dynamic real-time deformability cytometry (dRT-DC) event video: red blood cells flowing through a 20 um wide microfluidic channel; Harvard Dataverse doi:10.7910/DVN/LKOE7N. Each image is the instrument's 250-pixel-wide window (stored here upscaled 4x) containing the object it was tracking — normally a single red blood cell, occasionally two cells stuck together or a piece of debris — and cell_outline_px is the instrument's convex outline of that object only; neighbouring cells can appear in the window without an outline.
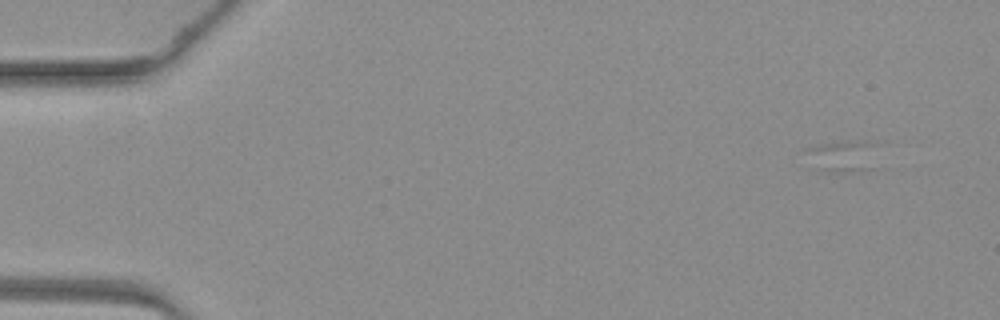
{"species": "common noctule bat (a hibernating species)", "species_latin": "Nyctalus noctula", "temperature_condition": "warm", "stored_images_in_passage": 8, "camera_frame_rate_fps": 3000, "um_per_image_px": 0.085, "animal": {"sex": "female", "body_mass_g": 19.3, "forearm_length_mm": 54.1}, "frame": {"image": 1, "passage_image": 1, "time_ms": 0.0, "image_size_px": [1000, 320], "cell_outline_px": [[876, 168], [860, 172], [828, 172], [820, 168], [804, 152], [804, 148], [820, 144], [872, 144]], "centroid_in_image_um": [71.62, 13.37], "position_along_channel_um": 13.4, "area_um2": 12.25}}